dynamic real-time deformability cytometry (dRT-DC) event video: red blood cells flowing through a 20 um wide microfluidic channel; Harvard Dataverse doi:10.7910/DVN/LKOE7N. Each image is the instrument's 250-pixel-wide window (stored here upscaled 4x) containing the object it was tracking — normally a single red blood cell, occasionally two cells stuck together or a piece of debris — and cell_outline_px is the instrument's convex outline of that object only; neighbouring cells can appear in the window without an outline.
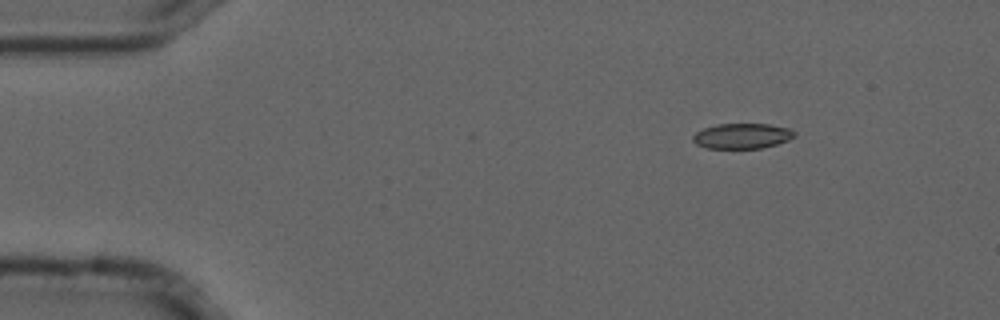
{"species": "common noctule bat (a hibernating species)", "species_latin": "Nyctalus noctula", "temperature_condition": "cold", "stored_images_in_passage": 48, "camera_frame_rate_fps": 3000, "um_per_image_px": 0.085, "animal": {"sex": "male", "forearm_length_mm": 52.5}, "frame": {"image": 1, "passage_image": 1, "time_ms": 0.0, "image_size_px": [1000, 320], "cell_outline_px": [[796, 136], [788, 140], [776, 144], [760, 148], [708, 148], [696, 144], [692, 140], [692, 136], [696, 132], [704, 128], [716, 124], [768, 124], [792, 128], [796, 132]], "centroid_in_image_um": [63.1, 11.55], "position_along_channel_um": 21.9, "area_um2": 15.03}}
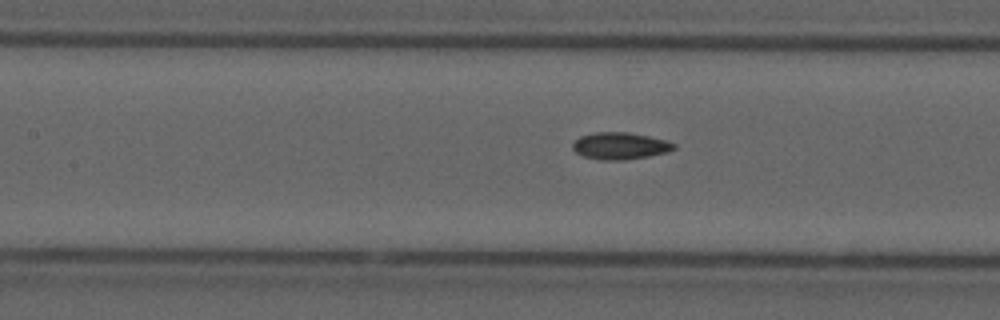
{"frame": {"image": 2, "passage_image": 18, "time_ms": 5.667, "image_size_px": [1000, 320], "cell_outline_px": [[676, 148], [668, 152], [648, 156], [624, 160], [600, 160], [584, 156], [576, 152], [572, 148], [572, 144], [580, 136], [596, 132], [628, 132], [648, 136], [664, 140], [676, 144]], "centroid_in_image_um": [52.7, 12.4], "position_along_channel_um": 154.7, "area_um2": 15.84}}
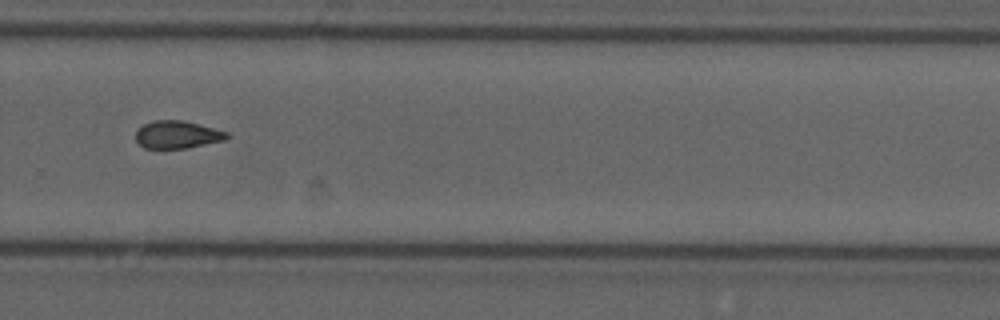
{"frame": {"image": 3, "passage_image": 31, "time_ms": 10.0, "image_size_px": [1000, 320], "cell_outline_px": [[232, 136], [224, 140], [184, 148], [144, 148], [136, 140], [136, 132], [144, 124], [152, 120], [184, 120], [228, 132]], "centroid_in_image_um": [15.08, 11.43], "position_along_channel_um": 314.7, "area_um2": 14.57}}